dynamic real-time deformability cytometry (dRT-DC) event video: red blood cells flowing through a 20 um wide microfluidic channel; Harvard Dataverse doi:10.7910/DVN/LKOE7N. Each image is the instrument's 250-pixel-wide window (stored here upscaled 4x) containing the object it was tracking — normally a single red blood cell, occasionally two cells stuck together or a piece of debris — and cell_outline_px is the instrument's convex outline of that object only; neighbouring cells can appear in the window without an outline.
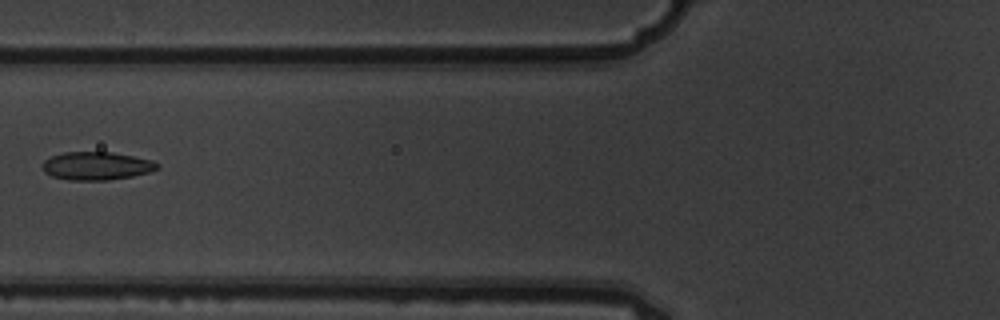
{"species": "common noctule bat (a hibernating species)", "species_latin": "Nyctalus noctula", "temperature_condition": "warm", "stored_images_in_passage": 7, "camera_frame_rate_fps": 3000, "um_per_image_px": 0.085, "animal": {"sex": "male", "body_mass_g": 19.5, "forearm_length_mm": 54.6}, "frame": {"image": 1, "passage_image": 6, "time_ms": 1.667, "image_size_px": [1000, 320], "cell_outline_px": [[160, 168], [148, 172], [132, 176], [108, 180], [68, 180], [52, 176], [44, 172], [40, 164], [44, 160], [52, 156], [64, 152], [112, 152], [152, 160], [160, 164]], "centroid_in_image_um": [8.18, 14.1], "position_along_channel_um": 117.6, "area_um2": 18.9}}
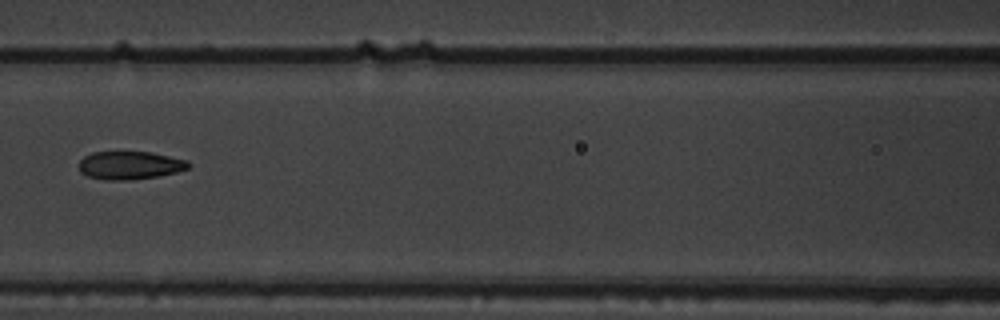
{"frame": {"image": 2, "passage_image": 7, "time_ms": 2.0, "image_size_px": [1000, 320], "cell_outline_px": [[192, 164], [188, 168], [176, 172], [156, 176], [132, 180], [104, 180], [88, 176], [80, 172], [80, 160], [84, 156], [92, 152], [152, 152], [188, 160]], "centroid_in_image_um": [11.05, 14.05], "position_along_channel_um": 155.5, "area_um2": 17.98}}